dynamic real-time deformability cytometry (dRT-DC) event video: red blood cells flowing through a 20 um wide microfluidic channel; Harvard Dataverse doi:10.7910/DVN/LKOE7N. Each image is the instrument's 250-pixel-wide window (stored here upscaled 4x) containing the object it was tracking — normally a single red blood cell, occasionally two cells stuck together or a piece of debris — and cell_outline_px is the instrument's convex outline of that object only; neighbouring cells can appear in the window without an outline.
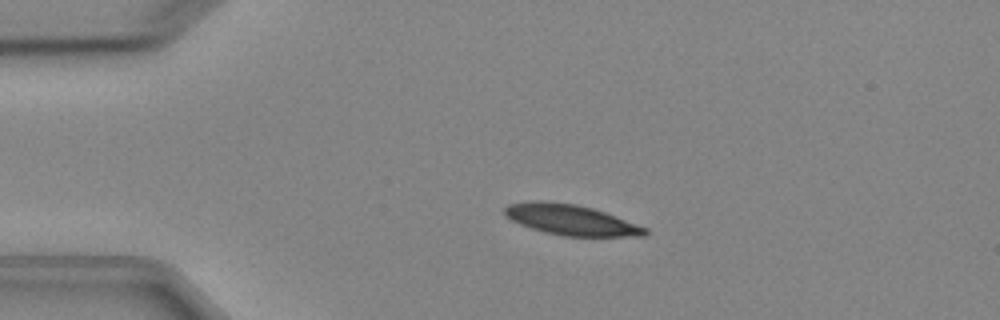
{"species": "Egyptian fruit bat (a non-hibernating species)", "species_latin": "Rousettus aegyptiacus", "temperature_condition": "cold", "stored_images_in_passage": 3, "camera_frame_rate_fps": 3000, "um_per_image_px": 0.085, "animal": {"sex": "female"}, "frame": {"image": 1, "passage_image": 2, "time_ms": 1.0, "image_size_px": [1000, 320], "cell_outline_px": [[648, 232], [644, 236], [564, 236], [544, 232], [520, 224], [504, 216], [504, 208], [508, 204], [528, 200], [544, 200], [576, 204], [592, 208], [616, 216], [648, 228]], "centroid_in_image_um": [48.49, 18.67], "position_along_channel_um": 36.5, "area_um2": 25.09}}